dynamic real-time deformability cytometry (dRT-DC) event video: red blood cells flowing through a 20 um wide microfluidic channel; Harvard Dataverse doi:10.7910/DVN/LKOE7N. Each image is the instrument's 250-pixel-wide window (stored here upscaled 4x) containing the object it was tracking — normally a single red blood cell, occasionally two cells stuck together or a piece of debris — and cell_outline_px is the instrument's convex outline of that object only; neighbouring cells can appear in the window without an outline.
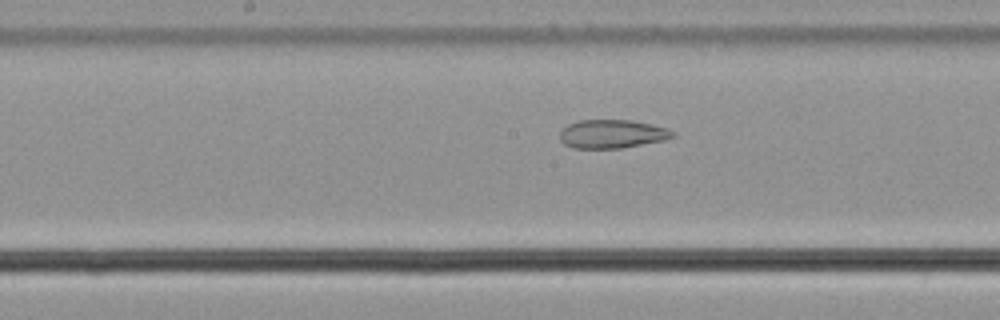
{"species": "common noctule bat (a hibernating species)", "species_latin": "Nyctalus noctula", "temperature_condition": "cold", "stored_images_in_passage": 54, "camera_frame_rate_fps": 3000, "um_per_image_px": 0.085, "animal": {"sex": "male", "body_mass_g": 21.5, "forearm_length_mm": 52.0}, "frame": {"image": 1, "passage_image": 27, "time_ms": 8.667, "image_size_px": [1000, 320], "cell_outline_px": [[676, 136], [664, 140], [620, 148], [572, 148], [564, 144], [560, 140], [560, 132], [568, 124], [580, 120], [632, 120], [668, 128], [676, 132]], "centroid_in_image_um": [52.04, 11.38], "position_along_channel_um": 196.2, "area_um2": 18.79}}
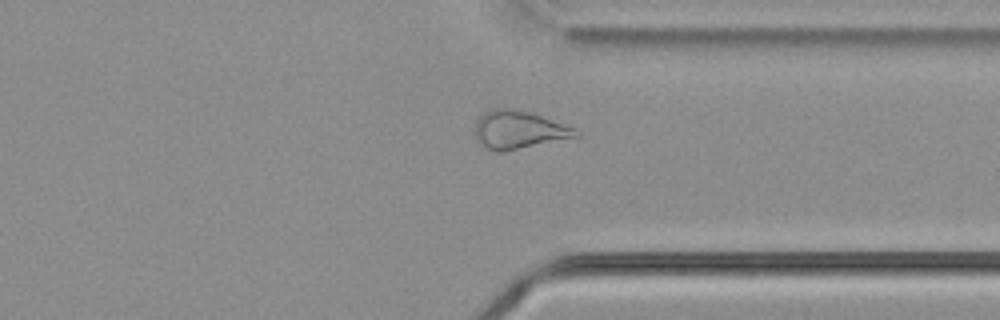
{"frame": {"image": 2, "passage_image": 41, "time_ms": 13.333, "image_size_px": [1000, 320], "cell_outline_px": [[580, 136], [500, 152], [496, 152], [488, 148], [476, 140], [476, 120], [488, 108], [508, 108], [532, 112], [572, 128]], "centroid_in_image_um": [44.03, 11.01], "position_along_channel_um": 367.4, "area_um2": 21.91}}
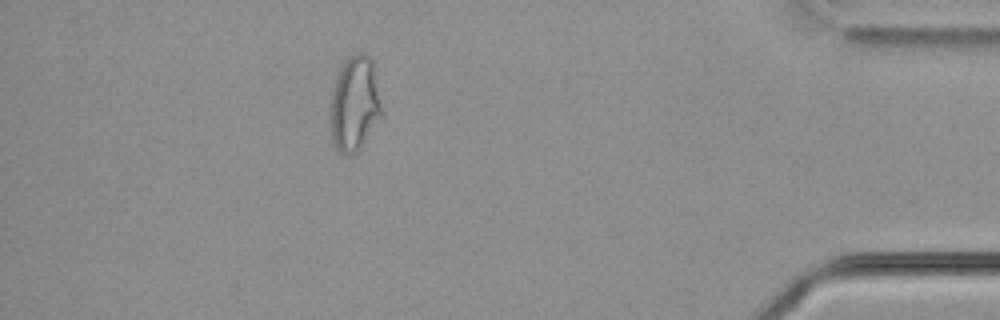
{"frame": {"image": 3, "passage_image": 48, "time_ms": 15.667, "image_size_px": [1000, 320], "cell_outline_px": [[380, 116], [360, 144], [348, 156], [340, 152], [336, 148], [332, 136], [328, 116], [332, 88], [336, 76], [340, 68], [348, 56], [356, 52], [360, 52], [368, 56], [372, 60], [380, 104]], "centroid_in_image_um": [30.06, 8.75], "position_along_channel_um": 405.1, "area_um2": 27.63}, "authors_computed_cell_mechanics": {"area_um2": 26.0389, "velocity_mm_per_s": 3.6684, "shape_relaxation_time_tau1_ms": null, "shape_relaxation_time_tau2_ms": 3.6394, "deformation_change_tau1": null, "deformation_change_tau2": 0.1233}}